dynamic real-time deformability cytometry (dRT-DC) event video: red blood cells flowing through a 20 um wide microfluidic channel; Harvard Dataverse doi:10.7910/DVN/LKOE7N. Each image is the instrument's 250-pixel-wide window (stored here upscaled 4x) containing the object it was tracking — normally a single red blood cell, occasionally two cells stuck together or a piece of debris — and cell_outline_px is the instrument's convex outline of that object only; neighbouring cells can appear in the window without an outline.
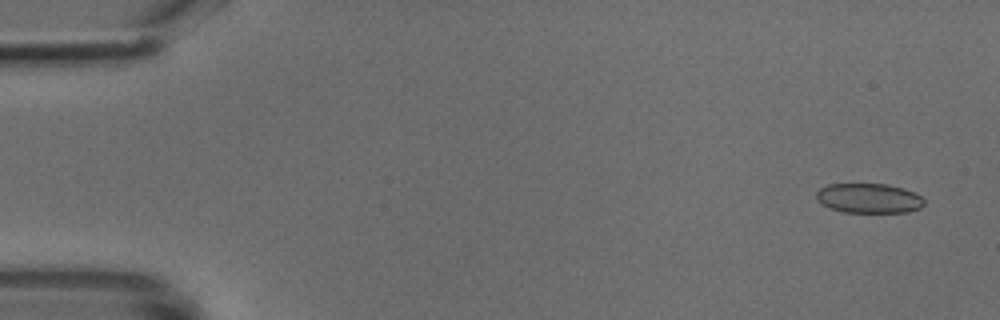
{"species": "common noctule bat (a hibernating species)", "species_latin": "Nyctalus noctula", "temperature_condition": "cold", "stored_images_in_passage": 14, "camera_frame_rate_fps": 3000, "um_per_image_px": 0.085, "animal": {"sex": "male", "body_mass_g": 18.8}, "frame": {"image": 1, "passage_image": 3, "time_ms": 0.667, "image_size_px": [1000, 320], "cell_outline_px": [[924, 204], [920, 208], [908, 212], [844, 212], [828, 208], [820, 204], [816, 196], [816, 192], [820, 188], [828, 184], [888, 184], [904, 188], [920, 196], [924, 200]], "centroid_in_image_um": [73.82, 16.85], "position_along_channel_um": 11.2, "area_um2": 18.73}}